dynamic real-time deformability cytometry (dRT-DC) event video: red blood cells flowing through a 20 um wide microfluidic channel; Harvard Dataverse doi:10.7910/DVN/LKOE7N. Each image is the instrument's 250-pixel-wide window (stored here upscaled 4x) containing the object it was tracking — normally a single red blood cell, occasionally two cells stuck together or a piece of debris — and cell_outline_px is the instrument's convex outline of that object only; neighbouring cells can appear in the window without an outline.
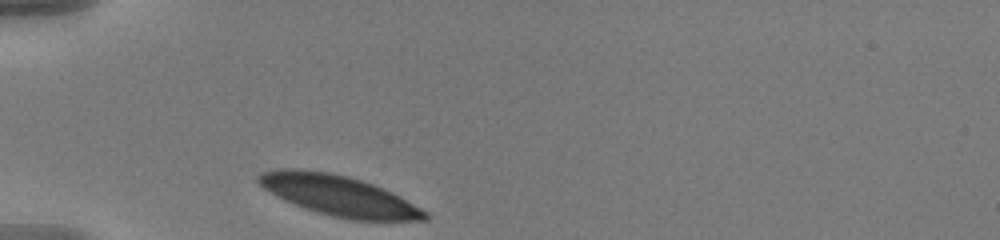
{"species": "human", "species_latin": "Homo sapiens", "temperature_condition": "warm", "stored_images_in_passage": 26, "camera_frame_rate_fps": 3000, "um_per_image_px": 0.085, "donor": {"sex": "male"}, "frame": {"image": 1, "passage_image": 1, "time_ms": 0.0, "image_size_px": [1000, 240], "cell_outline_px": [[428, 220], [352, 220], [332, 216], [284, 200], [264, 188], [256, 180], [256, 176], [260, 172], [276, 168], [296, 168], [328, 172], [348, 176], [384, 188], [400, 196], [428, 212]], "centroid_in_image_um": [28.79, 16.6], "position_along_channel_um": 56.2, "area_um2": 38.9}}
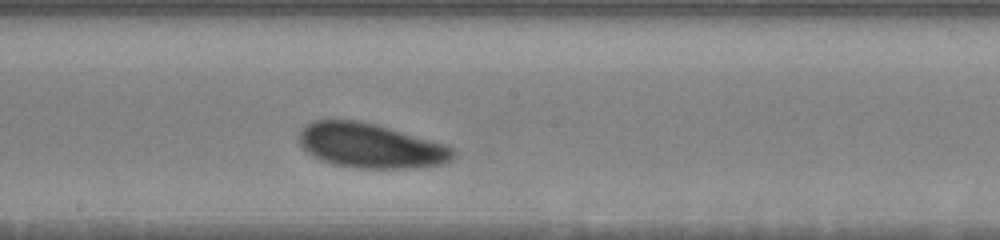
{"frame": {"image": 2, "passage_image": 15, "time_ms": 4.667, "image_size_px": [1000, 240], "cell_outline_px": [[456, 156], [440, 164], [412, 168], [356, 168], [332, 164], [312, 156], [300, 144], [300, 132], [304, 124], [312, 120], [360, 120], [376, 124], [448, 144], [452, 148]], "centroid_in_image_um": [31.49, 12.37], "position_along_channel_um": 216.7, "area_um2": 40.17}}
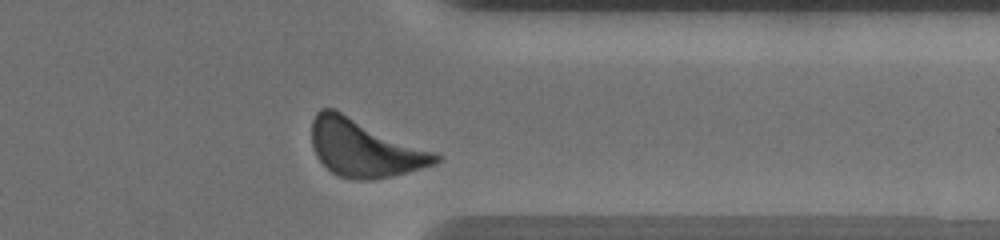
{"frame": {"image": 3, "passage_image": 25, "time_ms": 8.0, "image_size_px": [1000, 240], "cell_outline_px": [[440, 160], [436, 164], [392, 176], [368, 180], [356, 180], [340, 176], [332, 172], [320, 160], [312, 144], [312, 120], [316, 112], [320, 108], [336, 108], [436, 152], [440, 156]], "centroid_in_image_um": [30.98, 12.55], "position_along_channel_um": 380.4, "area_um2": 41.62}, "authors_computed_cell_mechanics": {"area_um2": 40.0265, "velocity_mm_per_s": 3.5446, "shape_relaxation_time_tau1_ms": 2.3157, "shape_relaxation_time_tau2_ms": null, "deformation_change_tau1": 0.1153, "deformation_change_tau2": null}}